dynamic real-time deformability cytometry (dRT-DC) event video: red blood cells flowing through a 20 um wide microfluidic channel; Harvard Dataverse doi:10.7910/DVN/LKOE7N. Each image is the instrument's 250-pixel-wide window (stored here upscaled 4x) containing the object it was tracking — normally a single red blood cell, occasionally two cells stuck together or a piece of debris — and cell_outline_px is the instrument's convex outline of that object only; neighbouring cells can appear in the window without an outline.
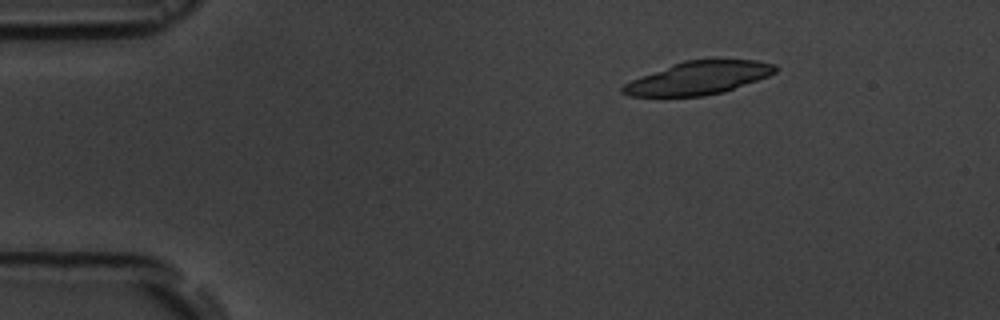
{"species": "common noctule bat (a hibernating species)", "species_latin": "Nyctalus noctula", "temperature_condition": "room temperature", "stored_images_in_passage": 3, "camera_frame_rate_fps": 3000, "um_per_image_px": 0.085, "animal": {"sex": "male", "body_mass_g": 19.5, "forearm_length_mm": 54.6}, "frame": {"image": 1, "passage_image": 1, "time_ms": 0.0, "image_size_px": [1000, 320], "cell_outline_px": [[776, 72], [768, 76], [724, 92], [704, 96], [628, 96], [620, 92], [620, 88], [624, 84], [632, 80], [684, 60], [756, 60], [776, 64]], "centroid_in_image_um": [59.38, 6.64], "position_along_channel_um": 25.6, "area_um2": 29.02}}